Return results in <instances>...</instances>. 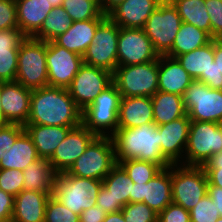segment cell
<instances>
[{
	"label": "cell",
	"instance_id": "55",
	"mask_svg": "<svg viewBox=\"0 0 222 222\" xmlns=\"http://www.w3.org/2000/svg\"><path fill=\"white\" fill-rule=\"evenodd\" d=\"M1 91H2V82L0 81V126L9 124L4 116L2 107H1Z\"/></svg>",
	"mask_w": 222,
	"mask_h": 222
},
{
	"label": "cell",
	"instance_id": "47",
	"mask_svg": "<svg viewBox=\"0 0 222 222\" xmlns=\"http://www.w3.org/2000/svg\"><path fill=\"white\" fill-rule=\"evenodd\" d=\"M96 205H98L106 213L119 212L123 208L119 201H115L109 193V190L103 184L98 192Z\"/></svg>",
	"mask_w": 222,
	"mask_h": 222
},
{
	"label": "cell",
	"instance_id": "44",
	"mask_svg": "<svg viewBox=\"0 0 222 222\" xmlns=\"http://www.w3.org/2000/svg\"><path fill=\"white\" fill-rule=\"evenodd\" d=\"M18 28L15 0H0V30Z\"/></svg>",
	"mask_w": 222,
	"mask_h": 222
},
{
	"label": "cell",
	"instance_id": "1",
	"mask_svg": "<svg viewBox=\"0 0 222 222\" xmlns=\"http://www.w3.org/2000/svg\"><path fill=\"white\" fill-rule=\"evenodd\" d=\"M27 124L77 127L82 124V110L67 88L41 87L31 92Z\"/></svg>",
	"mask_w": 222,
	"mask_h": 222
},
{
	"label": "cell",
	"instance_id": "19",
	"mask_svg": "<svg viewBox=\"0 0 222 222\" xmlns=\"http://www.w3.org/2000/svg\"><path fill=\"white\" fill-rule=\"evenodd\" d=\"M31 92L17 81L2 82L1 107L8 123L22 126L27 124Z\"/></svg>",
	"mask_w": 222,
	"mask_h": 222
},
{
	"label": "cell",
	"instance_id": "5",
	"mask_svg": "<svg viewBox=\"0 0 222 222\" xmlns=\"http://www.w3.org/2000/svg\"><path fill=\"white\" fill-rule=\"evenodd\" d=\"M121 94L112 83L82 111V124L97 136H112L118 127Z\"/></svg>",
	"mask_w": 222,
	"mask_h": 222
},
{
	"label": "cell",
	"instance_id": "56",
	"mask_svg": "<svg viewBox=\"0 0 222 222\" xmlns=\"http://www.w3.org/2000/svg\"><path fill=\"white\" fill-rule=\"evenodd\" d=\"M48 1L52 5V7L55 8V7L62 6L64 0H48Z\"/></svg>",
	"mask_w": 222,
	"mask_h": 222
},
{
	"label": "cell",
	"instance_id": "10",
	"mask_svg": "<svg viewBox=\"0 0 222 222\" xmlns=\"http://www.w3.org/2000/svg\"><path fill=\"white\" fill-rule=\"evenodd\" d=\"M181 24L177 9L169 0H163L147 19L143 30L159 56L171 51Z\"/></svg>",
	"mask_w": 222,
	"mask_h": 222
},
{
	"label": "cell",
	"instance_id": "31",
	"mask_svg": "<svg viewBox=\"0 0 222 222\" xmlns=\"http://www.w3.org/2000/svg\"><path fill=\"white\" fill-rule=\"evenodd\" d=\"M212 40L213 38L209 33L191 24L182 22L175 37L172 49L167 56L175 58L179 55L203 47Z\"/></svg>",
	"mask_w": 222,
	"mask_h": 222
},
{
	"label": "cell",
	"instance_id": "51",
	"mask_svg": "<svg viewBox=\"0 0 222 222\" xmlns=\"http://www.w3.org/2000/svg\"><path fill=\"white\" fill-rule=\"evenodd\" d=\"M207 194L213 201L216 209H218L220 217H222V188L208 184Z\"/></svg>",
	"mask_w": 222,
	"mask_h": 222
},
{
	"label": "cell",
	"instance_id": "29",
	"mask_svg": "<svg viewBox=\"0 0 222 222\" xmlns=\"http://www.w3.org/2000/svg\"><path fill=\"white\" fill-rule=\"evenodd\" d=\"M40 157L32 139L24 131L11 146L9 151H5L0 160V169H15L24 171L25 168Z\"/></svg>",
	"mask_w": 222,
	"mask_h": 222
},
{
	"label": "cell",
	"instance_id": "38",
	"mask_svg": "<svg viewBox=\"0 0 222 222\" xmlns=\"http://www.w3.org/2000/svg\"><path fill=\"white\" fill-rule=\"evenodd\" d=\"M44 222H80L79 215L64 206L53 195L48 198Z\"/></svg>",
	"mask_w": 222,
	"mask_h": 222
},
{
	"label": "cell",
	"instance_id": "24",
	"mask_svg": "<svg viewBox=\"0 0 222 222\" xmlns=\"http://www.w3.org/2000/svg\"><path fill=\"white\" fill-rule=\"evenodd\" d=\"M147 123H154L151 97H121L117 128H135Z\"/></svg>",
	"mask_w": 222,
	"mask_h": 222
},
{
	"label": "cell",
	"instance_id": "12",
	"mask_svg": "<svg viewBox=\"0 0 222 222\" xmlns=\"http://www.w3.org/2000/svg\"><path fill=\"white\" fill-rule=\"evenodd\" d=\"M190 120L217 123L222 118V90L194 80L183 96Z\"/></svg>",
	"mask_w": 222,
	"mask_h": 222
},
{
	"label": "cell",
	"instance_id": "22",
	"mask_svg": "<svg viewBox=\"0 0 222 222\" xmlns=\"http://www.w3.org/2000/svg\"><path fill=\"white\" fill-rule=\"evenodd\" d=\"M158 91L184 96L186 89L194 81L176 58L159 56Z\"/></svg>",
	"mask_w": 222,
	"mask_h": 222
},
{
	"label": "cell",
	"instance_id": "4",
	"mask_svg": "<svg viewBox=\"0 0 222 222\" xmlns=\"http://www.w3.org/2000/svg\"><path fill=\"white\" fill-rule=\"evenodd\" d=\"M47 42L26 37L19 45L16 80L30 90L48 86Z\"/></svg>",
	"mask_w": 222,
	"mask_h": 222
},
{
	"label": "cell",
	"instance_id": "50",
	"mask_svg": "<svg viewBox=\"0 0 222 222\" xmlns=\"http://www.w3.org/2000/svg\"><path fill=\"white\" fill-rule=\"evenodd\" d=\"M106 212L102 210L98 205L92 206L87 210L82 211L79 215L80 222H103L106 216Z\"/></svg>",
	"mask_w": 222,
	"mask_h": 222
},
{
	"label": "cell",
	"instance_id": "28",
	"mask_svg": "<svg viewBox=\"0 0 222 222\" xmlns=\"http://www.w3.org/2000/svg\"><path fill=\"white\" fill-rule=\"evenodd\" d=\"M56 174L48 159L39 158L23 171V190L48 193L51 196Z\"/></svg>",
	"mask_w": 222,
	"mask_h": 222
},
{
	"label": "cell",
	"instance_id": "54",
	"mask_svg": "<svg viewBox=\"0 0 222 222\" xmlns=\"http://www.w3.org/2000/svg\"><path fill=\"white\" fill-rule=\"evenodd\" d=\"M103 222H125L122 211L107 213Z\"/></svg>",
	"mask_w": 222,
	"mask_h": 222
},
{
	"label": "cell",
	"instance_id": "42",
	"mask_svg": "<svg viewBox=\"0 0 222 222\" xmlns=\"http://www.w3.org/2000/svg\"><path fill=\"white\" fill-rule=\"evenodd\" d=\"M205 6L210 17L212 38L222 39V0H205Z\"/></svg>",
	"mask_w": 222,
	"mask_h": 222
},
{
	"label": "cell",
	"instance_id": "35",
	"mask_svg": "<svg viewBox=\"0 0 222 222\" xmlns=\"http://www.w3.org/2000/svg\"><path fill=\"white\" fill-rule=\"evenodd\" d=\"M72 23V19L62 6L55 7L32 38L46 42L53 41L59 35L65 33Z\"/></svg>",
	"mask_w": 222,
	"mask_h": 222
},
{
	"label": "cell",
	"instance_id": "14",
	"mask_svg": "<svg viewBox=\"0 0 222 222\" xmlns=\"http://www.w3.org/2000/svg\"><path fill=\"white\" fill-rule=\"evenodd\" d=\"M159 54L143 28H121L118 37L117 66L154 61Z\"/></svg>",
	"mask_w": 222,
	"mask_h": 222
},
{
	"label": "cell",
	"instance_id": "58",
	"mask_svg": "<svg viewBox=\"0 0 222 222\" xmlns=\"http://www.w3.org/2000/svg\"><path fill=\"white\" fill-rule=\"evenodd\" d=\"M215 222H222V217H219Z\"/></svg>",
	"mask_w": 222,
	"mask_h": 222
},
{
	"label": "cell",
	"instance_id": "3",
	"mask_svg": "<svg viewBox=\"0 0 222 222\" xmlns=\"http://www.w3.org/2000/svg\"><path fill=\"white\" fill-rule=\"evenodd\" d=\"M102 180L76 177L67 172L57 173L53 196L72 212L80 215L82 211L96 205Z\"/></svg>",
	"mask_w": 222,
	"mask_h": 222
},
{
	"label": "cell",
	"instance_id": "48",
	"mask_svg": "<svg viewBox=\"0 0 222 222\" xmlns=\"http://www.w3.org/2000/svg\"><path fill=\"white\" fill-rule=\"evenodd\" d=\"M197 81L206 84L211 89L222 90V74L214 62L208 69L207 76H200Z\"/></svg>",
	"mask_w": 222,
	"mask_h": 222
},
{
	"label": "cell",
	"instance_id": "53",
	"mask_svg": "<svg viewBox=\"0 0 222 222\" xmlns=\"http://www.w3.org/2000/svg\"><path fill=\"white\" fill-rule=\"evenodd\" d=\"M125 0H99L100 8L103 14L108 15L114 8Z\"/></svg>",
	"mask_w": 222,
	"mask_h": 222
},
{
	"label": "cell",
	"instance_id": "45",
	"mask_svg": "<svg viewBox=\"0 0 222 222\" xmlns=\"http://www.w3.org/2000/svg\"><path fill=\"white\" fill-rule=\"evenodd\" d=\"M202 167L208 184L222 188V152L213 155Z\"/></svg>",
	"mask_w": 222,
	"mask_h": 222
},
{
	"label": "cell",
	"instance_id": "20",
	"mask_svg": "<svg viewBox=\"0 0 222 222\" xmlns=\"http://www.w3.org/2000/svg\"><path fill=\"white\" fill-rule=\"evenodd\" d=\"M163 0H125L107 16L121 28H143Z\"/></svg>",
	"mask_w": 222,
	"mask_h": 222
},
{
	"label": "cell",
	"instance_id": "32",
	"mask_svg": "<svg viewBox=\"0 0 222 222\" xmlns=\"http://www.w3.org/2000/svg\"><path fill=\"white\" fill-rule=\"evenodd\" d=\"M193 80L207 76L208 69L214 62V39L203 47L175 57Z\"/></svg>",
	"mask_w": 222,
	"mask_h": 222
},
{
	"label": "cell",
	"instance_id": "15",
	"mask_svg": "<svg viewBox=\"0 0 222 222\" xmlns=\"http://www.w3.org/2000/svg\"><path fill=\"white\" fill-rule=\"evenodd\" d=\"M47 74L48 86L68 88L83 64L79 54L57 45L54 41L47 42Z\"/></svg>",
	"mask_w": 222,
	"mask_h": 222
},
{
	"label": "cell",
	"instance_id": "41",
	"mask_svg": "<svg viewBox=\"0 0 222 222\" xmlns=\"http://www.w3.org/2000/svg\"><path fill=\"white\" fill-rule=\"evenodd\" d=\"M23 171L0 169V189L14 197L23 190Z\"/></svg>",
	"mask_w": 222,
	"mask_h": 222
},
{
	"label": "cell",
	"instance_id": "26",
	"mask_svg": "<svg viewBox=\"0 0 222 222\" xmlns=\"http://www.w3.org/2000/svg\"><path fill=\"white\" fill-rule=\"evenodd\" d=\"M18 28L26 37H32L47 18L52 5L48 0H15Z\"/></svg>",
	"mask_w": 222,
	"mask_h": 222
},
{
	"label": "cell",
	"instance_id": "7",
	"mask_svg": "<svg viewBox=\"0 0 222 222\" xmlns=\"http://www.w3.org/2000/svg\"><path fill=\"white\" fill-rule=\"evenodd\" d=\"M159 58L147 63L117 66L113 83L121 97H152L158 91Z\"/></svg>",
	"mask_w": 222,
	"mask_h": 222
},
{
	"label": "cell",
	"instance_id": "18",
	"mask_svg": "<svg viewBox=\"0 0 222 222\" xmlns=\"http://www.w3.org/2000/svg\"><path fill=\"white\" fill-rule=\"evenodd\" d=\"M190 123L191 120L186 114L184 117L157 126L161 154L170 164L184 165Z\"/></svg>",
	"mask_w": 222,
	"mask_h": 222
},
{
	"label": "cell",
	"instance_id": "34",
	"mask_svg": "<svg viewBox=\"0 0 222 222\" xmlns=\"http://www.w3.org/2000/svg\"><path fill=\"white\" fill-rule=\"evenodd\" d=\"M102 184L109 190L115 201H119L122 206L132 203L133 181L118 163L102 180Z\"/></svg>",
	"mask_w": 222,
	"mask_h": 222
},
{
	"label": "cell",
	"instance_id": "11",
	"mask_svg": "<svg viewBox=\"0 0 222 222\" xmlns=\"http://www.w3.org/2000/svg\"><path fill=\"white\" fill-rule=\"evenodd\" d=\"M118 27L108 16L98 25L91 45L87 47L83 63L114 73L117 67Z\"/></svg>",
	"mask_w": 222,
	"mask_h": 222
},
{
	"label": "cell",
	"instance_id": "17",
	"mask_svg": "<svg viewBox=\"0 0 222 222\" xmlns=\"http://www.w3.org/2000/svg\"><path fill=\"white\" fill-rule=\"evenodd\" d=\"M96 137L97 135L83 124L72 128L48 159L54 171L56 173L67 172Z\"/></svg>",
	"mask_w": 222,
	"mask_h": 222
},
{
	"label": "cell",
	"instance_id": "9",
	"mask_svg": "<svg viewBox=\"0 0 222 222\" xmlns=\"http://www.w3.org/2000/svg\"><path fill=\"white\" fill-rule=\"evenodd\" d=\"M222 152V132L217 123L191 120L184 153V165L203 166Z\"/></svg>",
	"mask_w": 222,
	"mask_h": 222
},
{
	"label": "cell",
	"instance_id": "13",
	"mask_svg": "<svg viewBox=\"0 0 222 222\" xmlns=\"http://www.w3.org/2000/svg\"><path fill=\"white\" fill-rule=\"evenodd\" d=\"M113 83V73L83 63L67 88L76 105L83 111Z\"/></svg>",
	"mask_w": 222,
	"mask_h": 222
},
{
	"label": "cell",
	"instance_id": "52",
	"mask_svg": "<svg viewBox=\"0 0 222 222\" xmlns=\"http://www.w3.org/2000/svg\"><path fill=\"white\" fill-rule=\"evenodd\" d=\"M214 63L222 74V39H214Z\"/></svg>",
	"mask_w": 222,
	"mask_h": 222
},
{
	"label": "cell",
	"instance_id": "57",
	"mask_svg": "<svg viewBox=\"0 0 222 222\" xmlns=\"http://www.w3.org/2000/svg\"><path fill=\"white\" fill-rule=\"evenodd\" d=\"M217 125H218V128H219V129L221 130V132H222V118L217 121Z\"/></svg>",
	"mask_w": 222,
	"mask_h": 222
},
{
	"label": "cell",
	"instance_id": "6",
	"mask_svg": "<svg viewBox=\"0 0 222 222\" xmlns=\"http://www.w3.org/2000/svg\"><path fill=\"white\" fill-rule=\"evenodd\" d=\"M111 136H97L67 171L69 175L103 180L116 165Z\"/></svg>",
	"mask_w": 222,
	"mask_h": 222
},
{
	"label": "cell",
	"instance_id": "36",
	"mask_svg": "<svg viewBox=\"0 0 222 222\" xmlns=\"http://www.w3.org/2000/svg\"><path fill=\"white\" fill-rule=\"evenodd\" d=\"M62 7L73 22L107 17L101 11L99 0H64Z\"/></svg>",
	"mask_w": 222,
	"mask_h": 222
},
{
	"label": "cell",
	"instance_id": "33",
	"mask_svg": "<svg viewBox=\"0 0 222 222\" xmlns=\"http://www.w3.org/2000/svg\"><path fill=\"white\" fill-rule=\"evenodd\" d=\"M177 9L182 22L191 24L211 35L210 17L205 0H169Z\"/></svg>",
	"mask_w": 222,
	"mask_h": 222
},
{
	"label": "cell",
	"instance_id": "25",
	"mask_svg": "<svg viewBox=\"0 0 222 222\" xmlns=\"http://www.w3.org/2000/svg\"><path fill=\"white\" fill-rule=\"evenodd\" d=\"M48 193L22 190L14 199L13 222H44Z\"/></svg>",
	"mask_w": 222,
	"mask_h": 222
},
{
	"label": "cell",
	"instance_id": "43",
	"mask_svg": "<svg viewBox=\"0 0 222 222\" xmlns=\"http://www.w3.org/2000/svg\"><path fill=\"white\" fill-rule=\"evenodd\" d=\"M25 131L24 126L19 124H6L0 126V160L4 152L9 151L16 139Z\"/></svg>",
	"mask_w": 222,
	"mask_h": 222
},
{
	"label": "cell",
	"instance_id": "30",
	"mask_svg": "<svg viewBox=\"0 0 222 222\" xmlns=\"http://www.w3.org/2000/svg\"><path fill=\"white\" fill-rule=\"evenodd\" d=\"M151 101L156 126L169 123L187 114L183 97L178 94L157 91L151 97Z\"/></svg>",
	"mask_w": 222,
	"mask_h": 222
},
{
	"label": "cell",
	"instance_id": "46",
	"mask_svg": "<svg viewBox=\"0 0 222 222\" xmlns=\"http://www.w3.org/2000/svg\"><path fill=\"white\" fill-rule=\"evenodd\" d=\"M157 222H191L190 213L182 206L172 203L158 214Z\"/></svg>",
	"mask_w": 222,
	"mask_h": 222
},
{
	"label": "cell",
	"instance_id": "2",
	"mask_svg": "<svg viewBox=\"0 0 222 222\" xmlns=\"http://www.w3.org/2000/svg\"><path fill=\"white\" fill-rule=\"evenodd\" d=\"M111 137L115 147L116 163L137 159L153 162L162 169L171 165L161 154L159 131L154 123L135 128H117Z\"/></svg>",
	"mask_w": 222,
	"mask_h": 222
},
{
	"label": "cell",
	"instance_id": "8",
	"mask_svg": "<svg viewBox=\"0 0 222 222\" xmlns=\"http://www.w3.org/2000/svg\"><path fill=\"white\" fill-rule=\"evenodd\" d=\"M173 203L190 211L208 192L207 176L202 166L171 164Z\"/></svg>",
	"mask_w": 222,
	"mask_h": 222
},
{
	"label": "cell",
	"instance_id": "21",
	"mask_svg": "<svg viewBox=\"0 0 222 222\" xmlns=\"http://www.w3.org/2000/svg\"><path fill=\"white\" fill-rule=\"evenodd\" d=\"M26 38L19 28L0 30V81L16 80L20 43Z\"/></svg>",
	"mask_w": 222,
	"mask_h": 222
},
{
	"label": "cell",
	"instance_id": "40",
	"mask_svg": "<svg viewBox=\"0 0 222 222\" xmlns=\"http://www.w3.org/2000/svg\"><path fill=\"white\" fill-rule=\"evenodd\" d=\"M189 213L191 222H215L220 217L218 209L208 194Z\"/></svg>",
	"mask_w": 222,
	"mask_h": 222
},
{
	"label": "cell",
	"instance_id": "27",
	"mask_svg": "<svg viewBox=\"0 0 222 222\" xmlns=\"http://www.w3.org/2000/svg\"><path fill=\"white\" fill-rule=\"evenodd\" d=\"M75 127L46 126L26 124L25 131L32 139L40 158L49 159L57 146L66 138L68 132Z\"/></svg>",
	"mask_w": 222,
	"mask_h": 222
},
{
	"label": "cell",
	"instance_id": "39",
	"mask_svg": "<svg viewBox=\"0 0 222 222\" xmlns=\"http://www.w3.org/2000/svg\"><path fill=\"white\" fill-rule=\"evenodd\" d=\"M121 211L125 222H157L158 218V214L143 202L128 203Z\"/></svg>",
	"mask_w": 222,
	"mask_h": 222
},
{
	"label": "cell",
	"instance_id": "49",
	"mask_svg": "<svg viewBox=\"0 0 222 222\" xmlns=\"http://www.w3.org/2000/svg\"><path fill=\"white\" fill-rule=\"evenodd\" d=\"M15 197L0 189V222L12 218Z\"/></svg>",
	"mask_w": 222,
	"mask_h": 222
},
{
	"label": "cell",
	"instance_id": "16",
	"mask_svg": "<svg viewBox=\"0 0 222 222\" xmlns=\"http://www.w3.org/2000/svg\"><path fill=\"white\" fill-rule=\"evenodd\" d=\"M146 203L159 214L173 203L171 184V165L163 168L147 183H133L132 203Z\"/></svg>",
	"mask_w": 222,
	"mask_h": 222
},
{
	"label": "cell",
	"instance_id": "23",
	"mask_svg": "<svg viewBox=\"0 0 222 222\" xmlns=\"http://www.w3.org/2000/svg\"><path fill=\"white\" fill-rule=\"evenodd\" d=\"M105 18L97 17L91 20L75 21L65 33L59 35L53 41L57 45L83 56L87 47L92 43L98 25Z\"/></svg>",
	"mask_w": 222,
	"mask_h": 222
},
{
	"label": "cell",
	"instance_id": "37",
	"mask_svg": "<svg viewBox=\"0 0 222 222\" xmlns=\"http://www.w3.org/2000/svg\"><path fill=\"white\" fill-rule=\"evenodd\" d=\"M118 164L125 170L133 183H147L162 170L158 164L137 159L120 161Z\"/></svg>",
	"mask_w": 222,
	"mask_h": 222
}]
</instances>
